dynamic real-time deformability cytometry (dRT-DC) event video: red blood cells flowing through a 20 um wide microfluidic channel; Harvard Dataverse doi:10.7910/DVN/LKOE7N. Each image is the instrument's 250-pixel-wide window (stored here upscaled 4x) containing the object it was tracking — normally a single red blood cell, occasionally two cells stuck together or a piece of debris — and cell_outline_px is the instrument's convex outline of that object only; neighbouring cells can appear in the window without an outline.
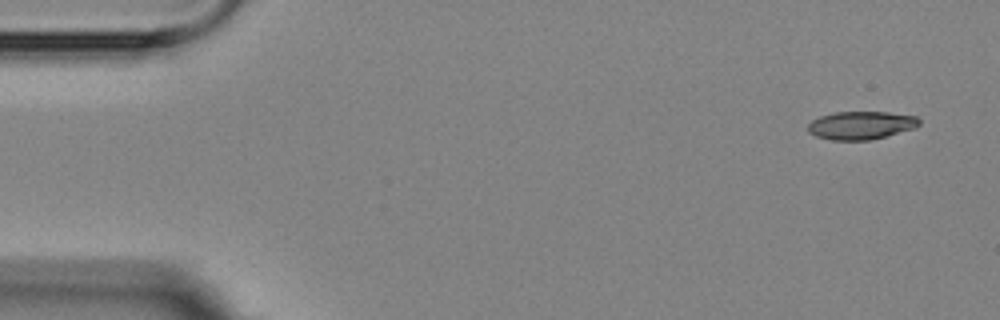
{"species": "Egyptian fruit bat (a non-hibernating species)", "species_latin": "Rousettus aegyptiacus", "temperature_condition": "room temperature", "stored_images_in_passage": 6, "camera_frame_rate_fps": 3000, "um_per_image_px": 0.085, "animal": {"sex": "female"}, "frame": {"image": 1, "passage_image": 1, "time_ms": 0.0, "image_size_px": [1000, 320], "cell_outline_px": [[920, 124], [916, 128], [868, 140], [832, 140], [816, 136], [808, 132], [808, 124], [812, 120], [820, 116], [836, 112], [888, 112], [916, 116], [920, 120]], "centroid_in_image_um": [73.19, 10.64], "position_along_channel_um": 11.8, "area_um2": 18.15}}
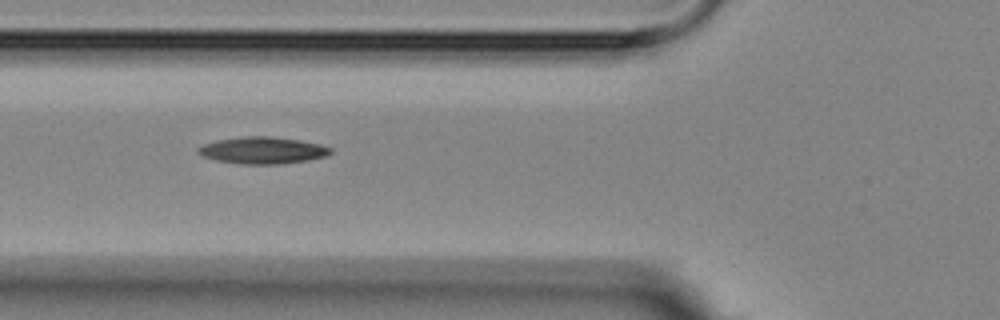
{"frame": {"image": 2, "passage_image": 5, "time_ms": 5.667, "image_size_px": [1000, 320], "cell_outline_px": [[332, 152], [328, 156], [308, 160], [280, 164], [240, 164], [216, 160], [204, 156], [196, 152], [196, 148], [204, 144], [216, 140], [244, 136], [268, 136], [300, 140], [320, 144], [332, 148]], "centroid_in_image_um": [22.33, 12.78], "position_along_channel_um": 103.5, "area_um2": 20.81}}
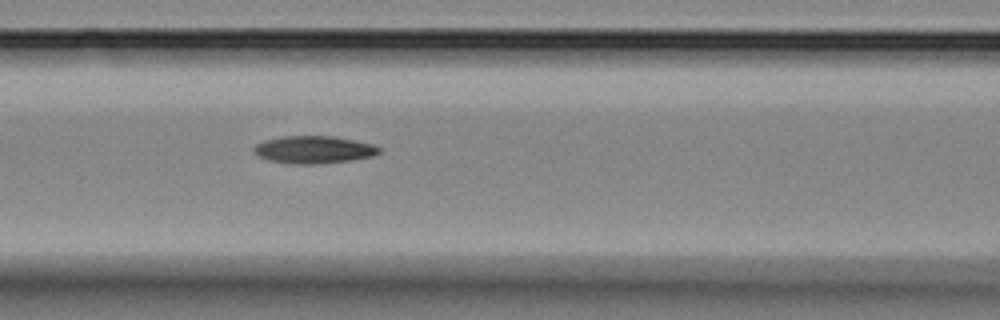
{"frame": {"image": 3, "passage_image": 6, "time_ms": 6.667, "image_size_px": [1000, 320], "cell_outline_px": [[380, 152], [372, 156], [352, 160], [316, 164], [292, 164], [268, 160], [252, 152], [252, 148], [256, 144], [264, 140], [284, 136], [332, 136], [372, 144], [380, 148]], "centroid_in_image_um": [26.63, 12.72], "position_along_channel_um": 140.0, "area_um2": 20.0}}